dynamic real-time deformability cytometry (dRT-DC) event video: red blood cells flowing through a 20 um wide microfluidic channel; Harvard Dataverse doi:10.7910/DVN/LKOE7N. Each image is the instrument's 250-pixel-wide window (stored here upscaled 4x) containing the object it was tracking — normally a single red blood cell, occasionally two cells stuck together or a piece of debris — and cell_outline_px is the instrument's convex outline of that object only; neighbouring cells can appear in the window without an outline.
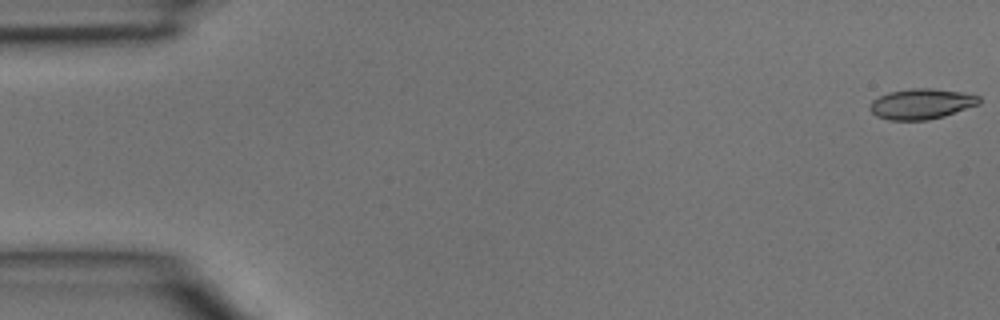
{"species": "common noctule bat (a hibernating species)", "species_latin": "Nyctalus noctula", "temperature_condition": "room temperature", "stored_images_in_passage": 45, "camera_frame_rate_fps": 3000, "um_per_image_px": 0.085, "animal": {"sex": "male", "body_mass_g": 15.6}, "frame": {"image": 1, "passage_image": 1, "time_ms": 0.0, "image_size_px": [1000, 320], "cell_outline_px": [[980, 104], [944, 116], [928, 120], [888, 120], [876, 116], [868, 108], [872, 100], [888, 92], [912, 88], [932, 88], [964, 92], [980, 96]], "centroid_in_image_um": [78.32, 8.83], "position_along_channel_um": 6.7, "area_um2": 19.54}}
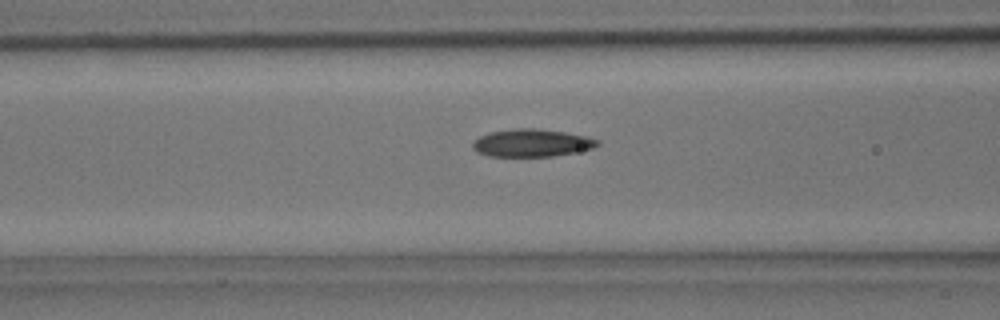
{"frame": {"image": 2, "passage_image": 18, "time_ms": 5.667, "image_size_px": [1000, 320], "cell_outline_px": [[600, 144], [592, 148], [576, 152], [552, 156], [488, 156], [476, 152], [472, 148], [472, 144], [480, 136], [492, 132], [516, 128], [536, 128], [564, 132], [584, 136], [600, 140]], "centroid_in_image_um": [45.2, 12.15], "position_along_channel_um": 121.4, "area_um2": 19.94}}
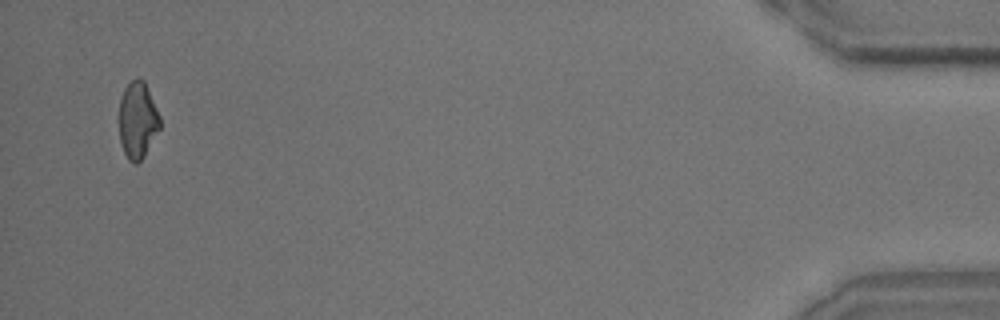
{"frame": {"image": 3, "passage_image": 44, "time_ms": 14.333, "image_size_px": [1000, 320], "cell_outline_px": [[160, 128], [144, 156], [136, 164], [132, 164], [128, 160], [120, 144], [120, 96], [124, 88], [136, 76], [140, 76], [144, 80], [160, 116]], "centroid_in_image_um": [11.69, 10.2], "position_along_channel_um": 423.5, "area_um2": 18.32}}